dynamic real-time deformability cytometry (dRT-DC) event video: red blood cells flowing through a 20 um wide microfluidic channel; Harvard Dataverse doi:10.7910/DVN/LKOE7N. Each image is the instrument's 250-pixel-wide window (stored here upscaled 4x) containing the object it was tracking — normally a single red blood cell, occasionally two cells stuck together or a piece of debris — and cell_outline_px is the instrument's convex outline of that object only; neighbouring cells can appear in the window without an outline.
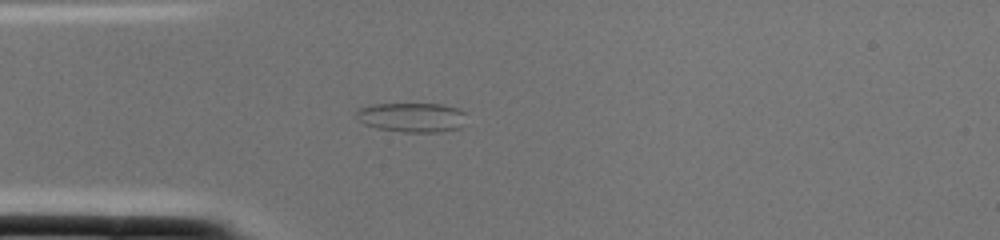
{"species": "common noctule bat (a hibernating species)", "species_latin": "Nyctalus noctula", "temperature_condition": "cold", "stored_images_in_passage": 1, "camera_frame_rate_fps": 3000, "um_per_image_px": 0.085, "animal": {"sex": "female", "body_mass_g": 22.0, "forearm_length_mm": 56.7}, "frame": {"image": 1, "passage_image": 1, "time_ms": 0.0, "image_size_px": [1000, 240], "cell_outline_px": [[464, 112], [460, 128], [440, 132], [404, 132], [376, 128], [364, 124], [356, 116], [356, 112], [360, 108], [372, 104], [444, 104], [460, 108]], "centroid_in_image_um": [35.0, 9.97], "position_along_channel_um": 50.0, "area_um2": 18.84}}